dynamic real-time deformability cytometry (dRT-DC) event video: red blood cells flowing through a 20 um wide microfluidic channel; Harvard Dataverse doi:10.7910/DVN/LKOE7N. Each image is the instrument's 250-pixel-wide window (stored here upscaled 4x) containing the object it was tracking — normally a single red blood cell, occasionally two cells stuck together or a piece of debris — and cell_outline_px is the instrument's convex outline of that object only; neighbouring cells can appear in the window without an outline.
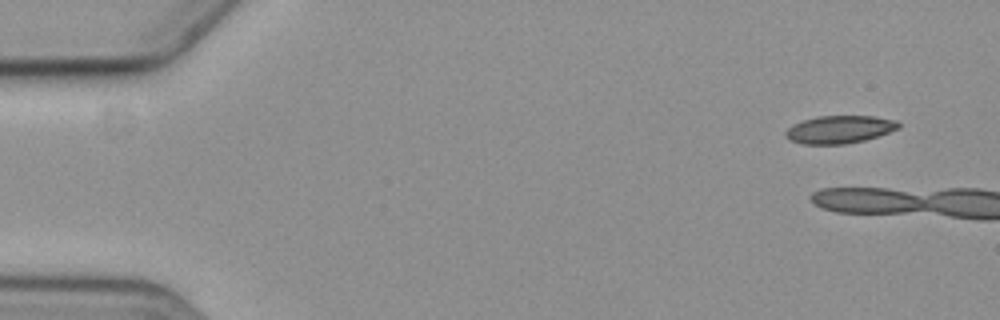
{"species": "common noctule bat (a hibernating species)", "species_latin": "Nyctalus noctula", "temperature_condition": "cold", "stored_images_in_passage": 4, "camera_frame_rate_fps": 3000, "um_per_image_px": 0.085, "animal": {"sex": "female", "body_mass_g": 19.3, "forearm_length_mm": 54.1}, "frame": {"image": 1, "passage_image": 1, "time_ms": 0.0, "image_size_px": [1000, 320], "cell_outline_px": [[900, 128], [864, 140], [844, 144], [804, 144], [788, 140], [784, 136], [784, 132], [788, 128], [804, 120], [820, 116], [872, 116], [896, 120], [900, 124]], "centroid_in_image_um": [71.34, 11.01], "position_along_channel_um": 13.7, "area_um2": 18.09}}